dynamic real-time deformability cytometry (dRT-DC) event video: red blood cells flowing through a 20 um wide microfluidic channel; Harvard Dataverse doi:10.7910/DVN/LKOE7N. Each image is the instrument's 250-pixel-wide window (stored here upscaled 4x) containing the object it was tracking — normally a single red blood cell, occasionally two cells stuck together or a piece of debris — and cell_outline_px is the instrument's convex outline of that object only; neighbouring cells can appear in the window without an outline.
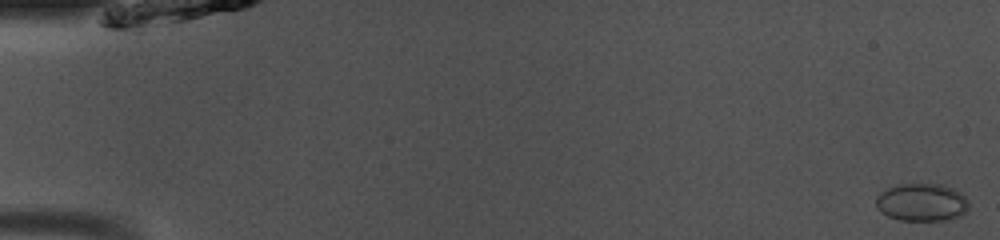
{"species": "common noctule bat (a hibernating species)", "species_latin": "Nyctalus noctula", "temperature_condition": "room temperature", "stored_images_in_passage": 49, "camera_frame_rate_fps": 3000, "um_per_image_px": 0.085, "animal": {"sex": "male", "body_mass_g": 13.0, "forearm_length_mm": 53.1}, "frame": {"image": 1, "passage_image": 1, "time_ms": 0.0, "image_size_px": [1000, 240], "cell_outline_px": [[968, 208], [960, 216], [948, 220], [900, 220], [888, 216], [880, 212], [876, 208], [876, 196], [880, 192], [888, 188], [900, 184], [944, 184], [960, 192], [968, 200]], "centroid_in_image_um": [78.34, 17.2], "position_along_channel_um": 6.7, "area_um2": 20.52}}
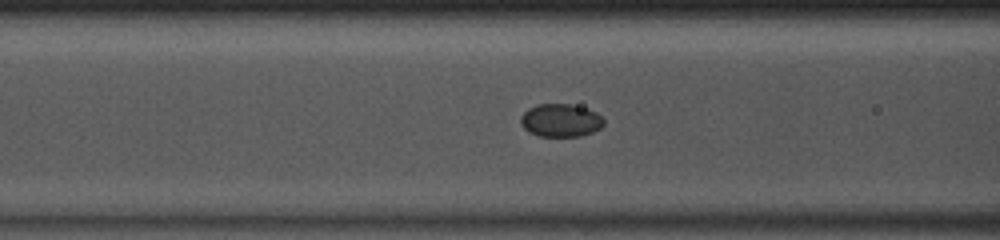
{"frame": {"image": 2, "passage_image": 20, "time_ms": 6.333, "image_size_px": [1000, 240], "cell_outline_px": [[604, 124], [600, 128], [592, 132], [580, 136], [540, 136], [528, 132], [520, 124], [520, 116], [528, 108], [536, 104], [572, 104], [596, 112], [604, 120]], "centroid_in_image_um": [47.62, 10.23], "position_along_channel_um": 119.0, "area_um2": 16.01}}
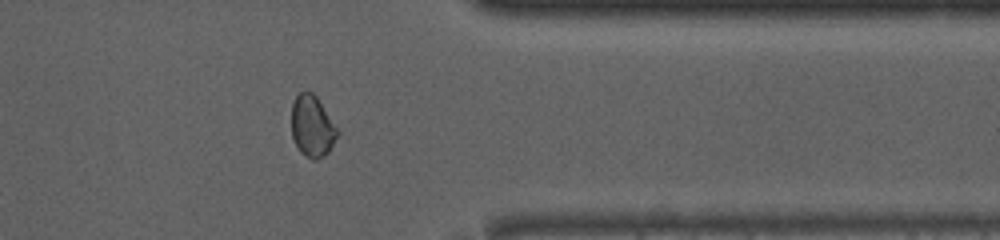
{"frame": {"image": 3, "passage_image": 40, "time_ms": 13.0, "image_size_px": [1000, 240], "cell_outline_px": [[340, 132], [328, 152], [324, 156], [316, 160], [312, 160], [300, 152], [292, 136], [292, 104], [296, 96], [300, 92], [312, 92], [316, 96]], "centroid_in_image_um": [26.54, 10.75], "position_along_channel_um": 384.9, "area_um2": 16.3}, "authors_computed_cell_mechanics": {"area_um2": 16.3574, "velocity_mm_per_s": 4.0975, "shape_relaxation_time_tau1_ms": 5.2578, "shape_relaxation_time_tau2_ms": 3.1629, "deformation_change_tau1": 0.0467, "deformation_change_tau2": 0.0359}}